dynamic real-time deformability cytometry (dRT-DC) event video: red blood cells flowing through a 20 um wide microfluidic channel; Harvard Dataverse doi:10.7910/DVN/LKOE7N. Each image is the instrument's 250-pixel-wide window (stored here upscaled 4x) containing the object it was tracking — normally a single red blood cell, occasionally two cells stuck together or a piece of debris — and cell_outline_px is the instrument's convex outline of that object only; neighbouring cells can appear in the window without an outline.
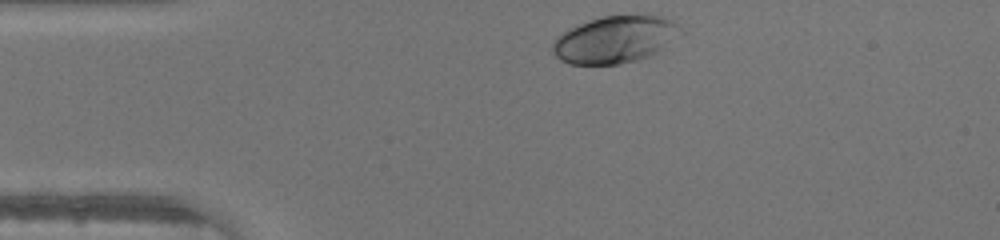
{"species": "human", "species_latin": "Homo sapiens", "temperature_condition": "warm", "stored_images_in_passage": 28, "camera_frame_rate_fps": 3000, "um_per_image_px": 0.085, "donor": {"sex": "male"}, "frame": {"image": 1, "passage_image": 1, "time_ms": 0.0, "image_size_px": [1000, 240], "cell_outline_px": [[688, 32], [660, 52], [636, 60], [620, 64], [568, 64], [560, 60], [552, 52], [552, 44], [556, 36], [568, 28], [588, 20], [600, 16], [660, 16], [672, 20]], "centroid_in_image_um": [52.33, 3.36], "position_along_channel_um": 32.7, "area_um2": 35.78}}
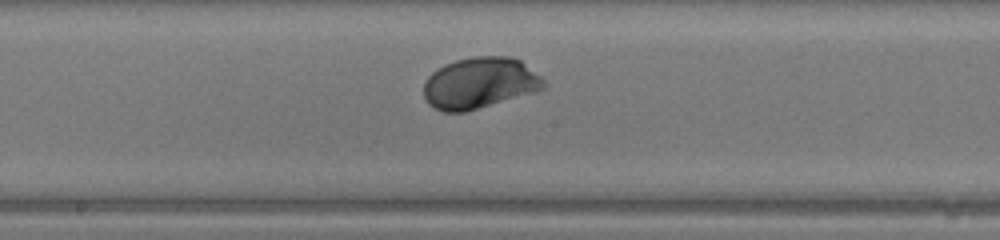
{"frame": {"image": 2, "passage_image": 16, "time_ms": 5.0, "image_size_px": [1000, 240], "cell_outline_px": [[544, 88], [536, 92], [464, 112], [444, 112], [432, 108], [428, 104], [424, 96], [424, 80], [436, 68], [444, 64], [456, 60], [472, 56], [508, 56], [520, 60], [540, 76], [544, 80]], "centroid_in_image_um": [40.74, 7.06], "position_along_channel_um": 207.5, "area_um2": 35.95}}
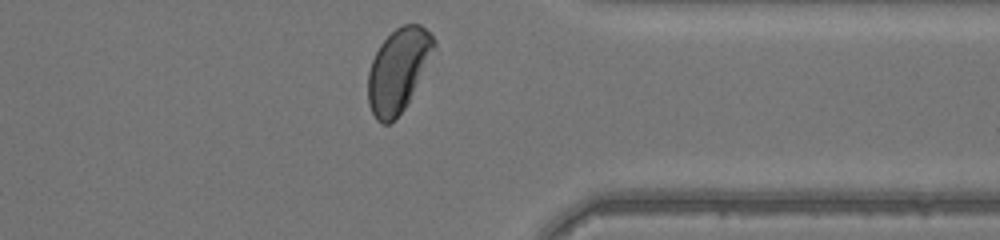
{"frame": {"image": 3, "passage_image": 28, "time_ms": 9.0, "image_size_px": [1000, 240], "cell_outline_px": [[436, 48], [404, 108], [388, 124], [380, 124], [376, 120], [368, 104], [368, 72], [372, 60], [380, 44], [396, 28], [404, 24], [420, 24], [436, 40]], "centroid_in_image_um": [33.83, 5.95], "position_along_channel_um": 377.6, "area_um2": 31.56}}